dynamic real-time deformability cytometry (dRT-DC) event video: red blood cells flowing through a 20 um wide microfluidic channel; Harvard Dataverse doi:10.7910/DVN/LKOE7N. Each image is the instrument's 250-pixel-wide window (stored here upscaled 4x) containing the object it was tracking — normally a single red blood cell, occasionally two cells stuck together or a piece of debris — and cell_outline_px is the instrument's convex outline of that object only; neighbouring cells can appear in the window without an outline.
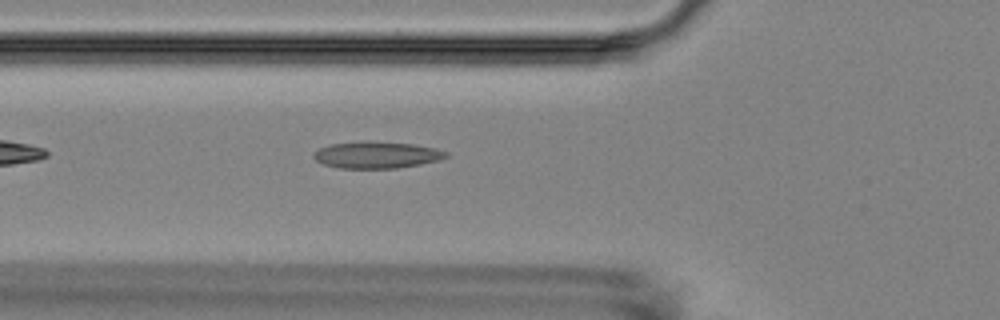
{"species": "Egyptian fruit bat (a non-hibernating species)", "species_latin": "Rousettus aegyptiacus", "temperature_condition": "room temperature", "stored_images_in_passage": 4, "camera_frame_rate_fps": 3000, "um_per_image_px": 0.085, "animal": {"sex": "female"}, "frame": {"image": 1, "passage_image": 4, "time_ms": 3.667, "image_size_px": [1000, 320], "cell_outline_px": [[448, 156], [436, 160], [420, 164], [396, 168], [340, 168], [324, 164], [316, 160], [312, 156], [320, 148], [332, 144], [364, 140], [368, 140], [412, 144], [436, 148], [448, 152]], "centroid_in_image_um": [32.01, 13.15], "position_along_channel_um": 93.8, "area_um2": 20.52}}